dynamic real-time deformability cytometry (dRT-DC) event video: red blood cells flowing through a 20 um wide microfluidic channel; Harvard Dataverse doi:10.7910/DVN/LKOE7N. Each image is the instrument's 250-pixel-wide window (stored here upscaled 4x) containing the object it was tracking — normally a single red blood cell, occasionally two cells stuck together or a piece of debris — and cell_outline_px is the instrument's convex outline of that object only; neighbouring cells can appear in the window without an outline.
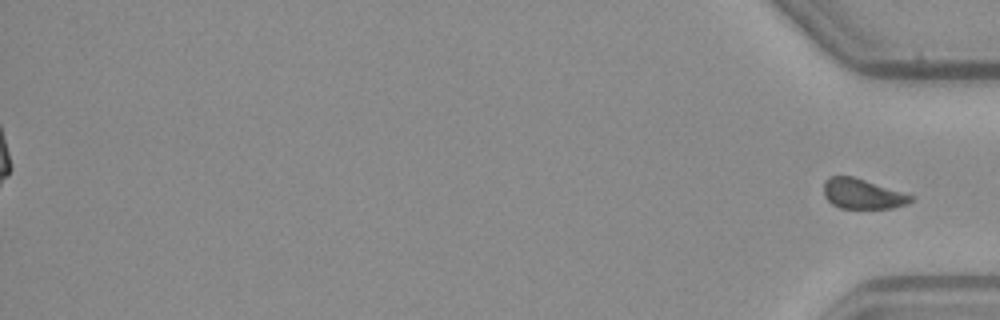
{"species": "common noctule bat (a hibernating species)", "species_latin": "Nyctalus noctula", "temperature_condition": "warm", "stored_images_in_passage": 50, "segment_of_instrument_passage": [2, 2], "camera_frame_rate_fps": 3000, "um_per_image_px": 0.085, "animal": {"sex": "male", "body_mass_g": 23.1, "forearm_length_mm": 52.7}, "frame": {"image": 1, "passage_image": 50, "time_ms": 16.333, "image_size_px": [1000, 320], "cell_outline_px": [[912, 200], [904, 204], [892, 208], [840, 208], [832, 204], [824, 196], [824, 180], [828, 176], [852, 176], [912, 196]], "centroid_in_image_um": [73.22, 16.48], "position_along_channel_um": 362.0, "area_um2": 14.85}}